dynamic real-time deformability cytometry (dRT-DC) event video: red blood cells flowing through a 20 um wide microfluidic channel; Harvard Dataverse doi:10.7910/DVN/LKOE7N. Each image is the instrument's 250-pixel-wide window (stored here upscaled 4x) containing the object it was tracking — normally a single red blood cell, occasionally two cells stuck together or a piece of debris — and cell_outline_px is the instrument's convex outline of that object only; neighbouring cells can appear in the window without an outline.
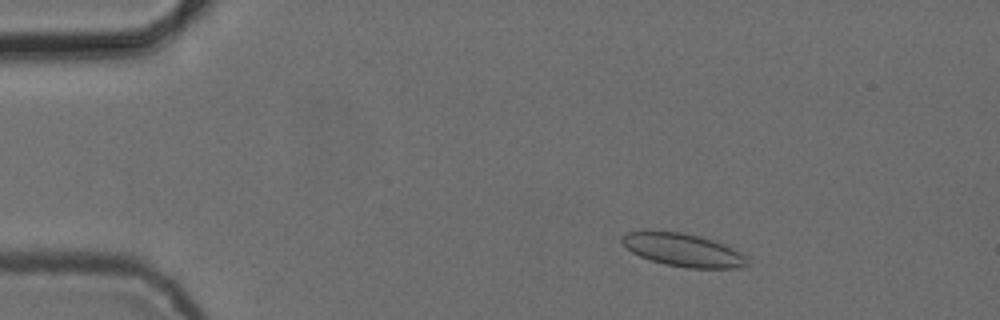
{"species": "common noctule bat (a hibernating species)", "species_latin": "Nyctalus noctula", "temperature_condition": "cold", "stored_images_in_passage": 46, "camera_frame_rate_fps": 3000, "um_per_image_px": 0.085, "animal": {"sex": "female", "body_mass_g": 24.6, "forearm_length_mm": 56.2}, "frame": {"image": 1, "passage_image": 1, "time_ms": 0.0, "image_size_px": [1000, 320], "cell_outline_px": [[748, 264], [740, 268], [688, 268], [664, 264], [640, 256], [632, 252], [620, 240], [620, 236], [628, 232], [644, 228], [652, 228], [684, 232], [700, 236], [724, 244], [748, 256]], "centroid_in_image_um": [58.01, 21.2], "position_along_channel_um": 27.0, "area_um2": 24.8}}
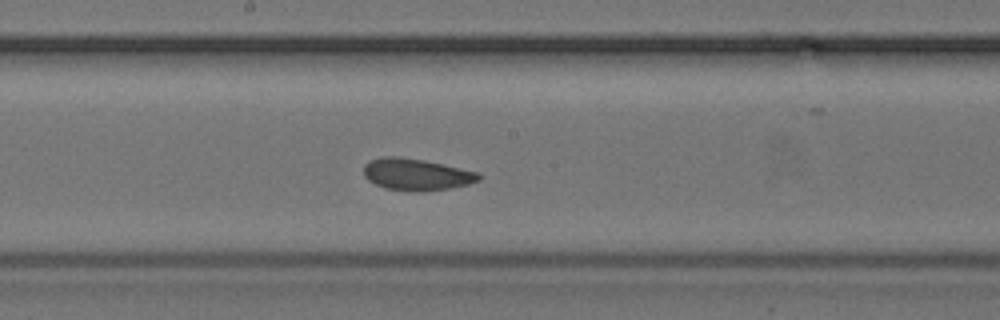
{"frame": {"image": 2, "passage_image": 21, "time_ms": 6.667, "image_size_px": [1000, 320], "cell_outline_px": [[480, 180], [468, 184], [448, 188], [420, 192], [384, 188], [368, 180], [364, 176], [364, 164], [368, 160], [384, 156], [396, 156], [424, 160], [480, 172]], "centroid_in_image_um": [35.37, 14.82], "position_along_channel_um": 212.8, "area_um2": 21.33}}
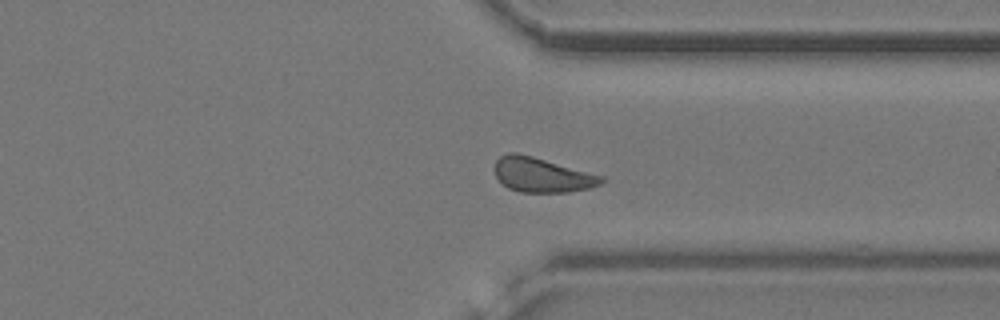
{"frame": {"image": 3, "passage_image": 33, "time_ms": 10.667, "image_size_px": [1000, 320], "cell_outline_px": [[604, 180], [600, 184], [588, 188], [568, 192], [520, 192], [508, 188], [496, 176], [496, 160], [500, 156], [508, 152], [516, 152], [532, 156], [604, 176]], "centroid_in_image_um": [46.06, 14.86], "position_along_channel_um": 365.3, "area_um2": 21.27}}